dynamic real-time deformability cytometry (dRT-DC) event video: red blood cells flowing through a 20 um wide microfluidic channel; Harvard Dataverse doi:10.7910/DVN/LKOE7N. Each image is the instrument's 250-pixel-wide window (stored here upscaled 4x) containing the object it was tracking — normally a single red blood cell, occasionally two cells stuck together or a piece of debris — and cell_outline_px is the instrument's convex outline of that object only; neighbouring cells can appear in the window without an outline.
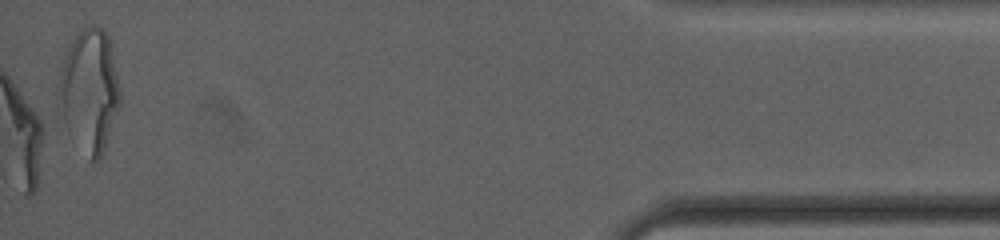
{"species": "human", "species_latin": "Homo sapiens", "temperature_condition": "cold", "stored_images_in_passage": 36, "camera_frame_rate_fps": 3000, "um_per_image_px": 0.085, "donor": {"sex": "female"}, "frame": {"image": 1, "passage_image": 36, "time_ms": 19.333, "image_size_px": [1000, 240], "cell_outline_px": [[120, 104], [104, 148], [100, 156], [96, 160], [88, 160], [56, 112], [56, 92], [60, 72], [68, 48], [84, 24], [92, 24], [104, 28], [108, 36], [120, 88]], "centroid_in_image_um": [7.55, 7.69], "position_along_channel_um": 427.6, "area_um2": 44.27}, "authors_computed_cell_mechanics": {"area_um2": 36.992, "velocity_mm_per_s": 3.6754, "shape_relaxation_time_tau1_ms": 9.4091, "shape_relaxation_time_tau2_ms": 2.2427, "deformation_change_tau1": 0.2189, "deformation_change_tau2": 0.0768}}